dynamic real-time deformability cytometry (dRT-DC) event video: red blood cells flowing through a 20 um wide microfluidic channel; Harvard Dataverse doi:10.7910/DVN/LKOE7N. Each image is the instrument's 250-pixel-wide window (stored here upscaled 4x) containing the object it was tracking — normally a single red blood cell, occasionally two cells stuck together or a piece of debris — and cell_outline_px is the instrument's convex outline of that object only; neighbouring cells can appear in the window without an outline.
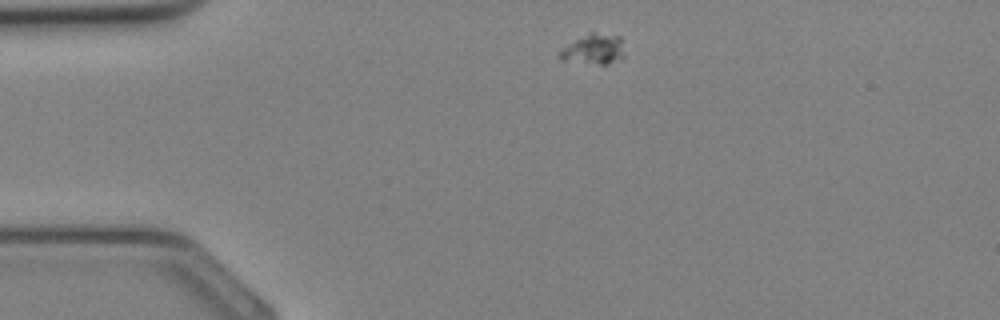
{"species": "Egyptian fruit bat (a non-hibernating species)", "species_latin": "Rousettus aegyptiacus", "temperature_condition": "cold", "stored_images_in_passage": 29, "camera_frame_rate_fps": 3000, "um_per_image_px": 0.085, "animal": {"sex": "female"}, "frame": {"image": 1, "passage_image": 1, "time_ms": 0.0, "image_size_px": [1000, 320], "cell_outline_px": [[624, 56], [608, 64], [600, 64], [564, 60], [556, 56], [564, 48], [576, 40], [592, 32], [620, 36]], "centroid_in_image_um": [50.49, 4.19], "position_along_channel_um": 34.5, "area_um2": 10.92}}
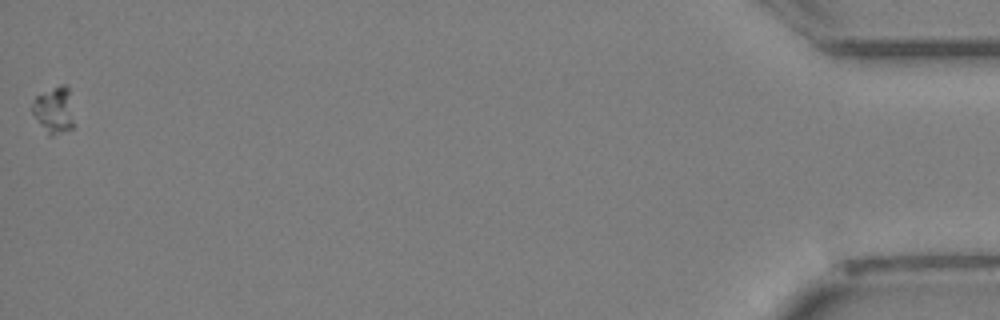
{"frame": {"image": 2, "passage_image": 29, "time_ms": 9.333, "image_size_px": [1000, 320], "cell_outline_px": [[72, 128], [52, 136], [48, 136], [32, 112], [32, 104], [36, 96], [60, 84], [68, 84], [72, 120]], "centroid_in_image_um": [4.57, 9.35], "position_along_channel_um": 430.6, "area_um2": 11.04}}